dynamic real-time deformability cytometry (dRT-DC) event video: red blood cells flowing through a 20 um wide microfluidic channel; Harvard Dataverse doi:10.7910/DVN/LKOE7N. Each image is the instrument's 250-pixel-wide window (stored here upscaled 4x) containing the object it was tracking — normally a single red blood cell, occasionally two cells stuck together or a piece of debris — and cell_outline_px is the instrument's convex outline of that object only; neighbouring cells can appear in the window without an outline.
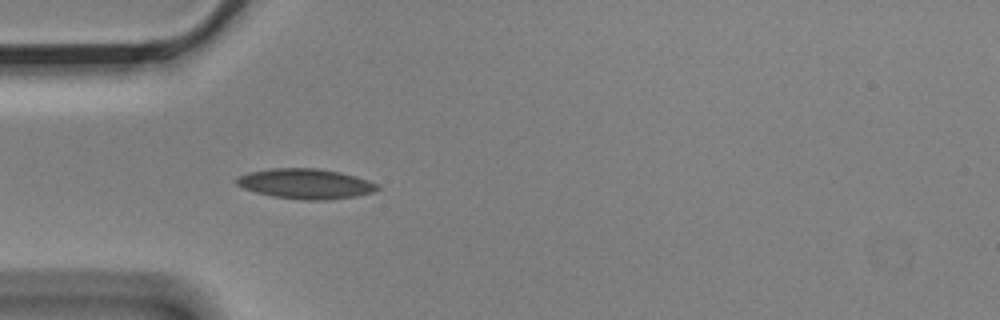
{"species": "Egyptian fruit bat (a non-hibernating species)", "species_latin": "Rousettus aegyptiacus", "temperature_condition": "cold", "stored_images_in_passage": 1, "camera_frame_rate_fps": 3000, "um_per_image_px": 0.085, "animal": {"sex": "male"}, "frame": {"image": 1, "passage_image": 1, "time_ms": 0.0, "image_size_px": [1000, 320], "cell_outline_px": [[380, 188], [372, 192], [356, 196], [328, 200], [300, 200], [272, 196], [256, 192], [244, 188], [236, 184], [236, 180], [240, 176], [248, 172], [272, 168], [320, 168], [340, 172], [356, 176], [380, 184]], "centroid_in_image_um": [26.01, 15.62], "position_along_channel_um": 59.0, "area_um2": 24.8}}